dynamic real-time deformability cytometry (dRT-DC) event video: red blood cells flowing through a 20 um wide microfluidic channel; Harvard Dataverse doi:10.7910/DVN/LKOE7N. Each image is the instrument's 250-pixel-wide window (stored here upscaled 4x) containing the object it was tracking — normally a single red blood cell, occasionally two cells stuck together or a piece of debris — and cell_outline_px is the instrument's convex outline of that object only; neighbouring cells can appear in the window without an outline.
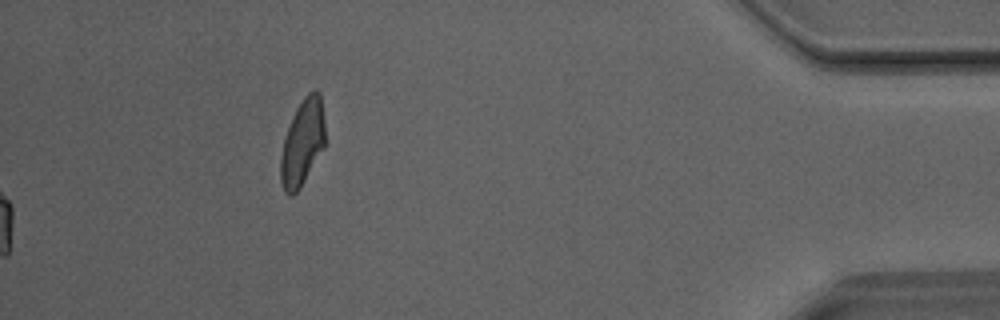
{"species": "Egyptian fruit bat (a non-hibernating species)", "species_latin": "Rousettus aegyptiacus", "temperature_condition": "room temperature", "stored_images_in_passage": 31, "camera_frame_rate_fps": 3000, "um_per_image_px": 0.085, "animal": {"sex": "male"}, "frame": {"image": 1, "passage_image": 31, "time_ms": 10.0, "image_size_px": [1000, 320], "cell_outline_px": [[324, 148], [300, 188], [292, 196], [288, 196], [284, 192], [280, 180], [280, 156], [284, 136], [292, 116], [296, 108], [304, 96], [312, 88], [316, 88], [320, 92], [324, 124]], "centroid_in_image_um": [25.69, 12.11], "position_along_channel_um": 409.5, "area_um2": 22.66}}